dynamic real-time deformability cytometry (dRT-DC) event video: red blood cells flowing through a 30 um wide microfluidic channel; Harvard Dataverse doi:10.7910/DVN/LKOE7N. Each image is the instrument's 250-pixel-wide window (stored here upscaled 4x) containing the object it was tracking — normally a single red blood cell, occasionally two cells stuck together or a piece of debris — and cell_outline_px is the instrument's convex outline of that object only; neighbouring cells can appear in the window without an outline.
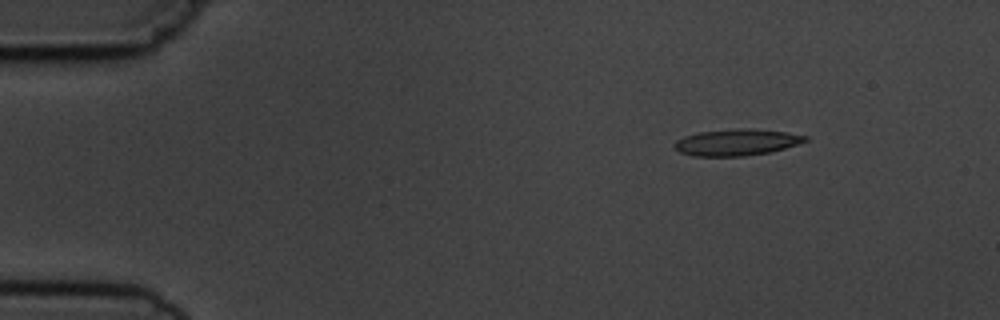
{"species": "common noctule bat (a hibernating species)", "species_latin": "Nyctalus noctula", "temperature_condition": "cold", "stored_images_in_passage": 4, "camera_frame_rate_fps": 3000, "um_per_image_px": 0.085, "animal": {"sex": "male", "body_mass_g": 19.5, "forearm_length_mm": 54.6}, "frame": {"image": 1, "passage_image": 2, "time_ms": 1.333, "image_size_px": [1000, 320], "cell_outline_px": [[808, 140], [784, 148], [768, 152], [744, 156], [692, 156], [680, 152], [676, 148], [676, 140], [684, 136], [700, 132], [736, 128], [744, 128], [788, 132], [808, 136]], "centroid_in_image_um": [62.61, 12.09], "position_along_channel_um": 22.4, "area_um2": 19.94}}
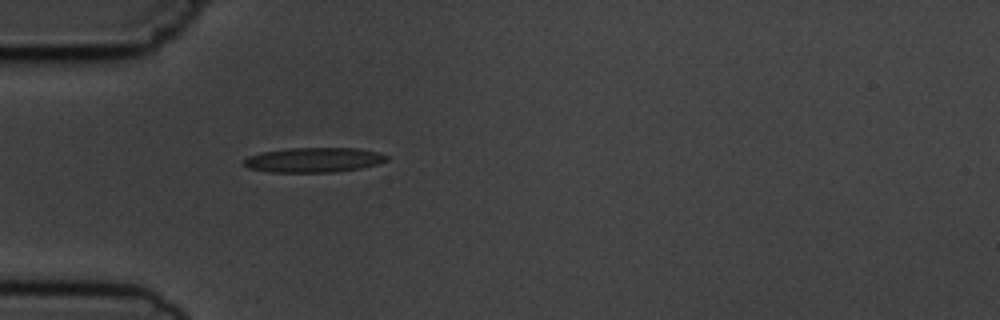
{"frame": {"image": 2, "passage_image": 4, "time_ms": 4.333, "image_size_px": [1000, 320], "cell_outline_px": [[388, 160], [376, 164], [360, 168], [336, 172], [268, 172], [248, 168], [244, 164], [244, 160], [248, 156], [260, 152], [292, 148], [360, 148], [380, 152], [388, 156]], "centroid_in_image_um": [26.68, 13.59], "position_along_channel_um": 58.3, "area_um2": 20.69}}